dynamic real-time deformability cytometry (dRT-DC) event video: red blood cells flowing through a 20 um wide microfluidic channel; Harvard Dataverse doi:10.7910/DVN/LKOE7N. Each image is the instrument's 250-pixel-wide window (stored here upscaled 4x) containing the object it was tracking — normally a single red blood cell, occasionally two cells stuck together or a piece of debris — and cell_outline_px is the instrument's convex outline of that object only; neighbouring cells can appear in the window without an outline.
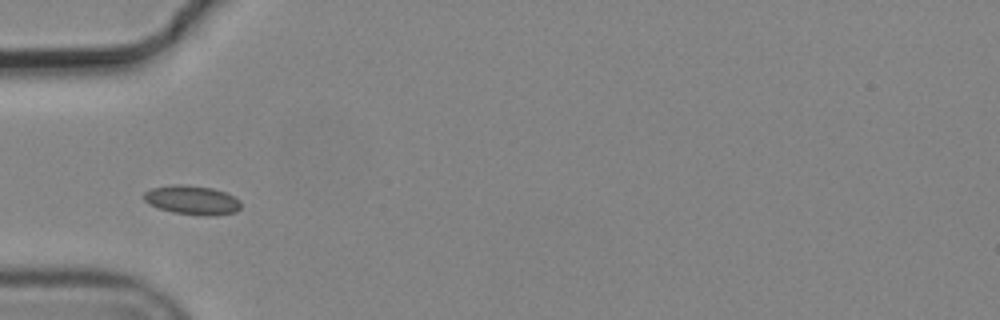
{"species": "common noctule bat (a hibernating species)", "species_latin": "Nyctalus noctula", "temperature_condition": "cold", "stored_images_in_passage": 6, "camera_frame_rate_fps": 3000, "um_per_image_px": 0.085, "animal": {"sex": "male", "body_mass_g": 19.2, "forearm_length_mm": 51.8}, "frame": {"image": 1, "passage_image": 2, "time_ms": 0.333, "image_size_px": [1000, 320], "cell_outline_px": [[240, 208], [236, 212], [212, 216], [204, 216], [172, 212], [148, 204], [144, 200], [144, 192], [152, 188], [176, 184], [184, 184], [212, 188], [224, 192], [240, 200]], "centroid_in_image_um": [16.33, 17.01], "position_along_channel_um": 68.7, "area_um2": 16.42}}
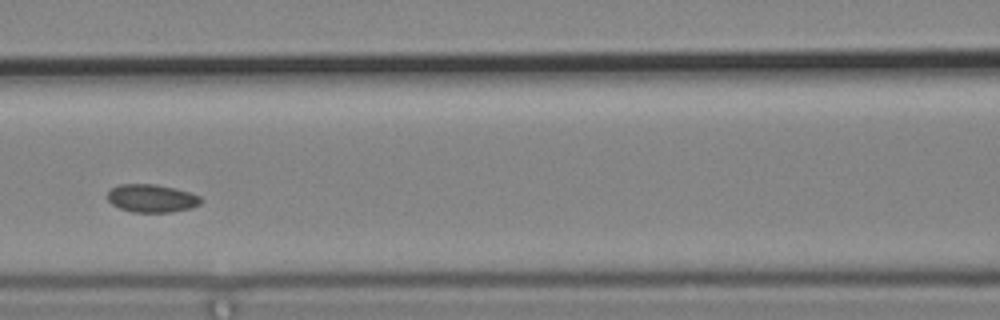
{"frame": {"image": 2, "passage_image": 4, "time_ms": 1.0, "image_size_px": [1000, 320], "cell_outline_px": [[204, 200], [200, 204], [192, 208], [168, 212], [132, 212], [120, 208], [112, 204], [108, 200], [108, 192], [112, 188], [120, 184], [156, 184], [176, 188], [200, 196]], "centroid_in_image_um": [12.92, 16.85], "position_along_channel_um": 153.7, "area_um2": 15.26}}
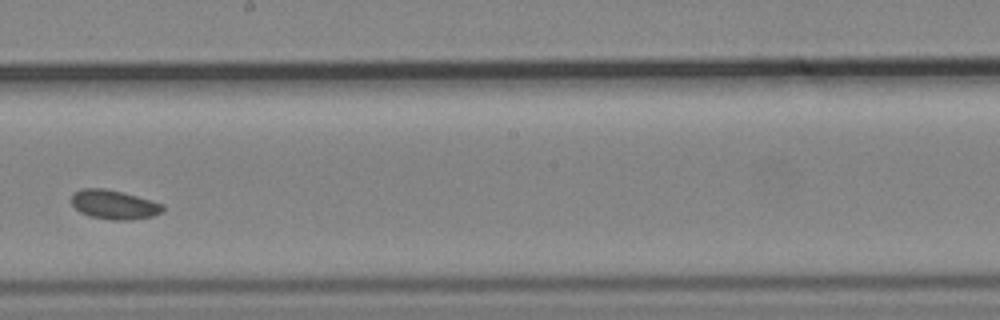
{"frame": {"image": 3, "passage_image": 6, "time_ms": 1.667, "image_size_px": [1000, 320], "cell_outline_px": [[164, 212], [152, 216], [128, 220], [112, 220], [92, 216], [80, 212], [72, 204], [72, 192], [80, 188], [104, 188], [152, 200], [164, 204]], "centroid_in_image_um": [9.7, 17.38], "position_along_channel_um": 238.5, "area_um2": 15.49}}